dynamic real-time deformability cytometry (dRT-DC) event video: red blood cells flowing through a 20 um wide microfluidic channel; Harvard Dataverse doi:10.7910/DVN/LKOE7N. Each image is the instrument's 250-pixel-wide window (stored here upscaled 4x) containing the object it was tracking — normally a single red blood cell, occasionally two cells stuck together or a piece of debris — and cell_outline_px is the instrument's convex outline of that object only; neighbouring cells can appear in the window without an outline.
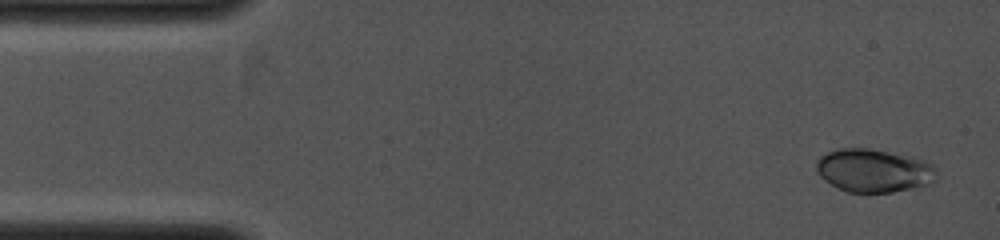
{"species": "common noctule bat (a hibernating species)", "species_latin": "Nyctalus noctula", "temperature_condition": "cold", "stored_images_in_passage": 46, "camera_frame_rate_fps": 4000, "um_per_image_px": 0.085, "animal": {"sex": "female", "body_mass_g": 19.0, "forearm_length_mm": 53.3}, "frame": {"image": 1, "passage_image": 1, "time_ms": 0.0, "image_size_px": [1000, 240], "cell_outline_px": [[936, 168], [932, 184], [920, 188], [892, 192], [848, 192], [824, 180], [816, 172], [816, 164], [820, 156], [828, 152], [840, 148], [868, 148], [912, 156], [924, 160], [932, 164]], "centroid_in_image_um": [74.29, 14.5], "position_along_channel_um": 10.7, "area_um2": 30.46}}
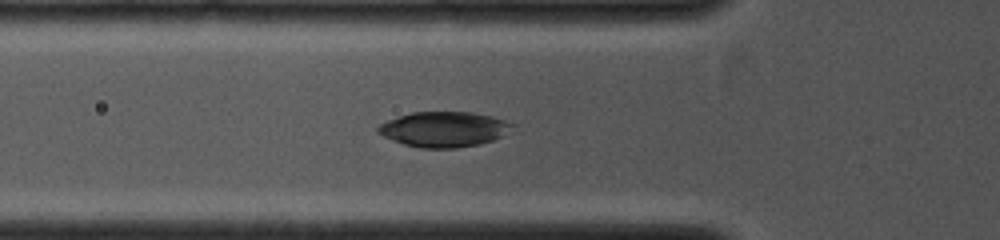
{"frame": {"image": 2, "passage_image": 18, "time_ms": 3.25, "image_size_px": [1000, 240], "cell_outline_px": [[516, 124], [500, 136], [492, 140], [480, 144], [456, 148], [420, 148], [404, 144], [384, 136], [376, 132], [376, 128], [380, 124], [388, 120], [412, 112], [472, 112], [492, 116]], "centroid_in_image_um": [37.72, 10.98], "position_along_channel_um": 88.1, "area_um2": 27.34}}
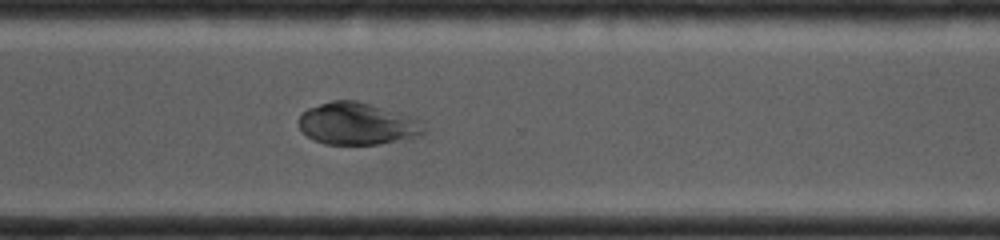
{"frame": {"image": 3, "passage_image": 35, "time_ms": 7.75, "image_size_px": [1000, 240], "cell_outline_px": [[428, 132], [420, 136], [408, 140], [380, 144], [324, 144], [312, 140], [300, 128], [296, 120], [308, 108], [332, 100], [356, 100], [416, 116]], "centroid_in_image_um": [30.44, 10.52], "position_along_channel_um": 340.2, "area_um2": 31.39}}